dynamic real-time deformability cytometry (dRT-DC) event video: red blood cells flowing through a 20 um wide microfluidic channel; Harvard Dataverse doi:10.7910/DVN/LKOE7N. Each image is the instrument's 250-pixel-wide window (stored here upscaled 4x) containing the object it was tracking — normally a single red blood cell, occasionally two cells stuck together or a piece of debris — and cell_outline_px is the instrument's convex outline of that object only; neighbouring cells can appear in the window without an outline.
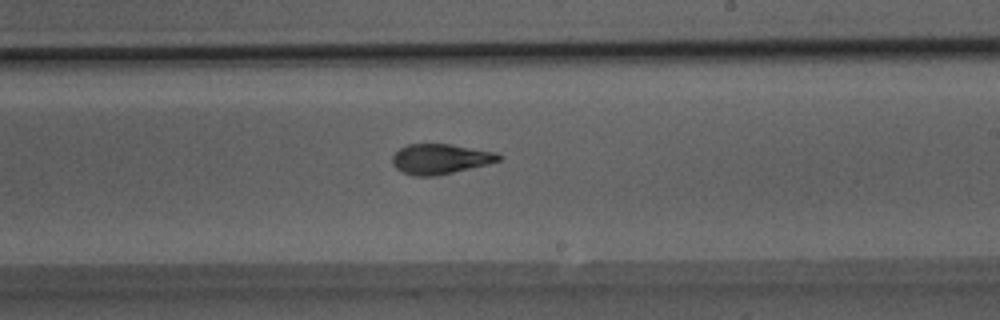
{"species": "Egyptian fruit bat (a non-hibernating species)", "species_latin": "Rousettus aegyptiacus", "temperature_condition": "room temperature", "stored_images_in_passage": 50, "camera_frame_rate_fps": 3000, "um_per_image_px": 0.085, "animal": {"sex": "male"}, "frame": {"image": 1, "passage_image": 30, "time_ms": 9.667, "image_size_px": [1000, 320], "cell_outline_px": [[504, 156], [500, 160], [436, 176], [412, 176], [396, 168], [392, 164], [392, 156], [400, 148], [408, 144], [452, 144], [496, 152]], "centroid_in_image_um": [37.4, 13.5], "position_along_channel_um": 251.6, "area_um2": 18.5}}
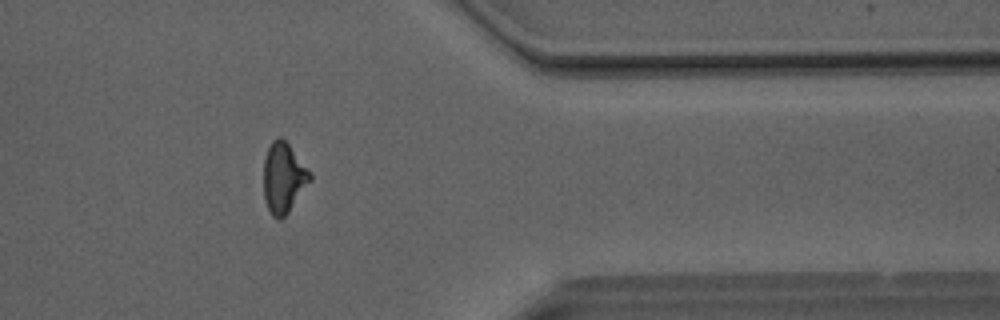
{"frame": {"image": 2, "passage_image": 41, "time_ms": 13.333, "image_size_px": [1000, 320], "cell_outline_px": [[312, 180], [288, 212], [280, 220], [276, 220], [272, 216], [264, 200], [264, 160], [268, 148], [272, 140], [276, 136], [280, 136], [288, 144], [312, 172]], "centroid_in_image_um": [24.11, 15.11], "position_along_channel_um": 387.3, "area_um2": 19.13}}
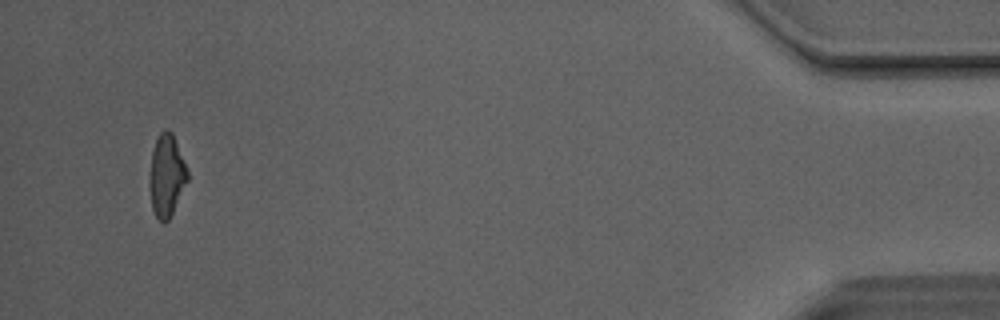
{"frame": {"image": 3, "passage_image": 48, "time_ms": 15.667, "image_size_px": [1000, 320], "cell_outline_px": [[188, 180], [168, 220], [164, 224], [156, 216], [152, 208], [152, 152], [156, 140], [160, 132], [164, 128], [168, 128], [172, 132], [188, 172]], "centroid_in_image_um": [14.2, 14.89], "position_along_channel_um": 421.0, "area_um2": 17.22}, "authors_computed_cell_mechanics": {"area_um2": 18.9006, "velocity_mm_per_s": 4.1293, "shape_relaxation_time_tau1_ms": 4.1825, "shape_relaxation_time_tau2_ms": 1.4213, "deformation_change_tau1": 0.1795, "deformation_change_tau2": 0.0661}}